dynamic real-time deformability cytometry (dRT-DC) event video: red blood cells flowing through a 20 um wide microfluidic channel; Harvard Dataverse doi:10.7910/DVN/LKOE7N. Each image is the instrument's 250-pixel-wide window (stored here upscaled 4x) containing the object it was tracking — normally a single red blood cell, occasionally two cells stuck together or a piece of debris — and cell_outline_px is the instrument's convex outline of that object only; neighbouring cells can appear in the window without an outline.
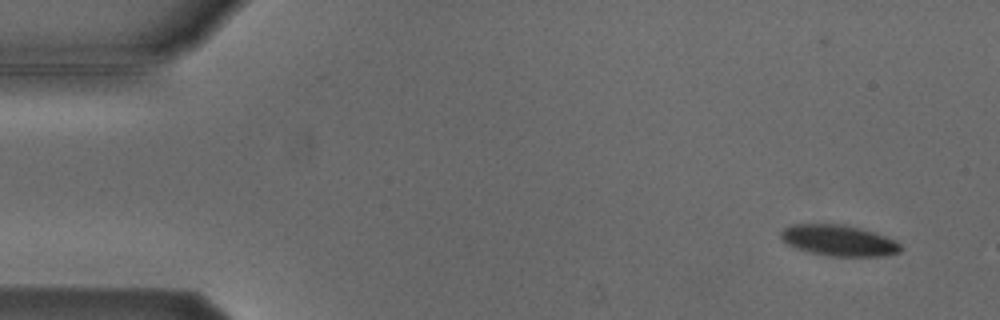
{"species": "Egyptian fruit bat (a non-hibernating species)", "species_latin": "Rousettus aegyptiacus", "temperature_condition": "cold", "stored_images_in_passage": 7, "camera_frame_rate_fps": 3000, "um_per_image_px": 0.085, "animal": {"sex": "male"}, "frame": {"image": 1, "passage_image": 2, "time_ms": 1.333, "image_size_px": [1000, 320], "cell_outline_px": [[904, 248], [900, 252], [884, 256], [828, 256], [808, 252], [796, 248], [788, 244], [780, 236], [780, 232], [784, 228], [792, 224], [844, 224], [876, 232], [896, 240]], "centroid_in_image_um": [71.33, 20.44], "position_along_channel_um": 13.7, "area_um2": 21.85}}
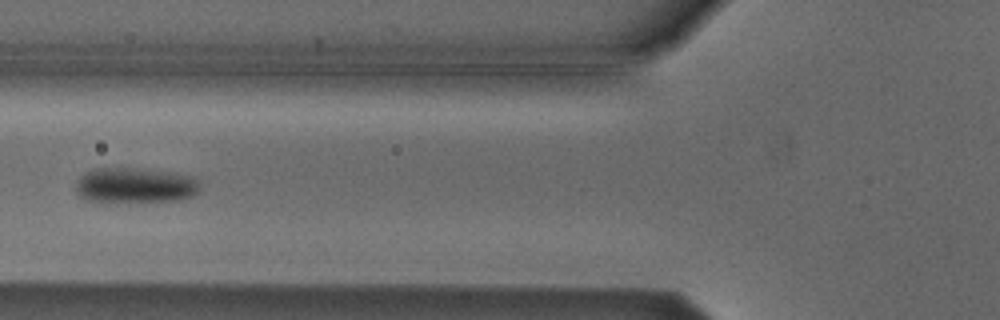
{"frame": {"image": 2, "passage_image": 6, "time_ms": 7.0, "image_size_px": [1000, 320], "cell_outline_px": [[200, 192], [196, 196], [180, 200], [96, 204], [84, 200], [76, 192], [76, 180], [84, 172], [96, 168], [136, 168], [176, 172], [196, 176], [200, 180]], "centroid_in_image_um": [11.5, 15.78], "position_along_channel_um": 114.3, "area_um2": 27.05}}
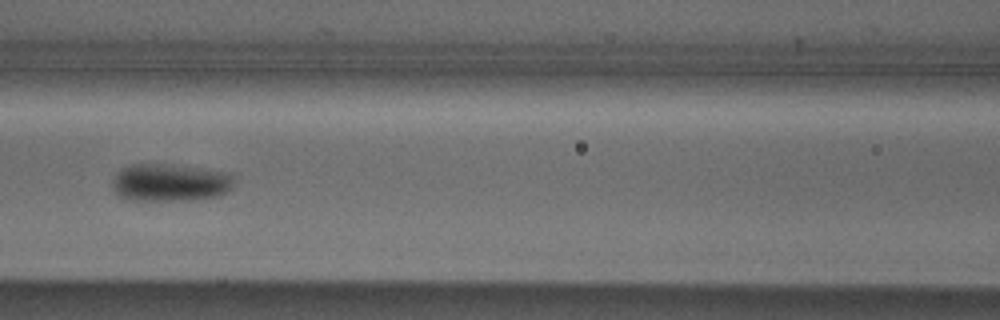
{"frame": {"image": 3, "passage_image": 7, "time_ms": 8.0, "image_size_px": [1000, 320], "cell_outline_px": [[236, 180], [232, 188], [228, 192], [220, 196], [200, 200], [128, 200], [116, 196], [112, 188], [112, 180], [116, 172], [132, 164], [160, 164], [196, 168], [224, 172], [232, 176]], "centroid_in_image_um": [14.44, 15.55], "position_along_channel_um": 152.2, "area_um2": 26.93}}